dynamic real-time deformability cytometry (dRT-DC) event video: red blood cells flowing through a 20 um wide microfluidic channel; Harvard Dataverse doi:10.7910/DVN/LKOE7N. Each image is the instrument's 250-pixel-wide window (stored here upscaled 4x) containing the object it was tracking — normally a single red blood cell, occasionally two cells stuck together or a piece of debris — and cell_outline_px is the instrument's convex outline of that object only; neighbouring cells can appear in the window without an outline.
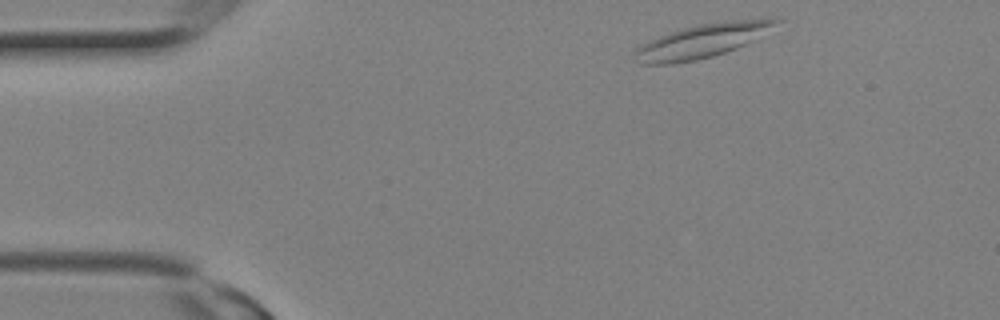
{"species": "Egyptian fruit bat (a non-hibernating species)", "species_latin": "Rousettus aegyptiacus", "temperature_condition": "room temperature", "stored_images_in_passage": 3, "camera_frame_rate_fps": 3000, "um_per_image_px": 0.085, "animal": {"sex": "female"}, "frame": {"image": 1, "passage_image": 1, "time_ms": 0.0, "image_size_px": [1000, 320], "cell_outline_px": [[780, 20], [744, 44], [736, 48], [712, 56], [696, 60], [672, 64], [644, 64], [632, 56], [632, 52], [636, 48], [648, 40], [668, 32], [700, 24], [764, 16], [768, 16]], "centroid_in_image_um": [59.59, 3.47], "position_along_channel_um": 25.4, "area_um2": 27.4}}